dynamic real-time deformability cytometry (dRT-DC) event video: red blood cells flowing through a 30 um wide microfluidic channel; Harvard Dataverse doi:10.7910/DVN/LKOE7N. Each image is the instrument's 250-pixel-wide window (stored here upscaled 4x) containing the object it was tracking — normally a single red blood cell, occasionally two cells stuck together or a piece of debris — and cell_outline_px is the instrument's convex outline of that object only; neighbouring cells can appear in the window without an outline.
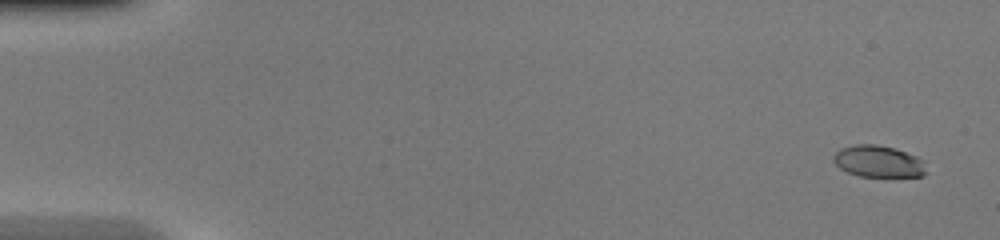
{"species": "common noctule bat (a hibernating species)", "species_latin": "Nyctalus noctula", "temperature_condition": "warm", "stored_images_in_passage": 49, "camera_frame_rate_fps": 3000, "um_per_image_px": 0.085, "animal": {"sex": "female", "body_mass_g": 20.0, "forearm_length_mm": 54.0}, "frame": {"image": 1, "passage_image": 3, "time_ms": 0.667, "image_size_px": [1000, 240], "cell_outline_px": [[928, 172], [924, 176], [860, 176], [848, 172], [840, 168], [832, 160], [832, 156], [840, 148], [856, 144], [876, 144], [896, 148], [916, 156], [924, 160]], "centroid_in_image_um": [74.69, 13.71], "position_along_channel_um": 10.3, "area_um2": 17.34}}
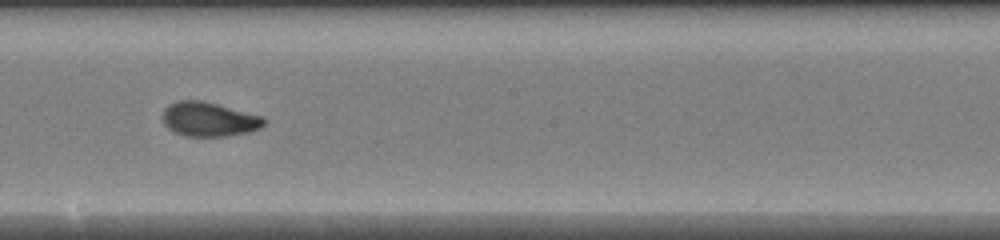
{"frame": {"image": 2, "passage_image": 29, "time_ms": 9.333, "image_size_px": [1000, 240], "cell_outline_px": [[268, 120], [260, 128], [248, 132], [228, 136], [184, 136], [168, 128], [164, 124], [164, 108], [168, 104], [180, 100], [204, 100], [264, 116]], "centroid_in_image_um": [17.8, 10.12], "position_along_channel_um": 230.4, "area_um2": 20.46}}
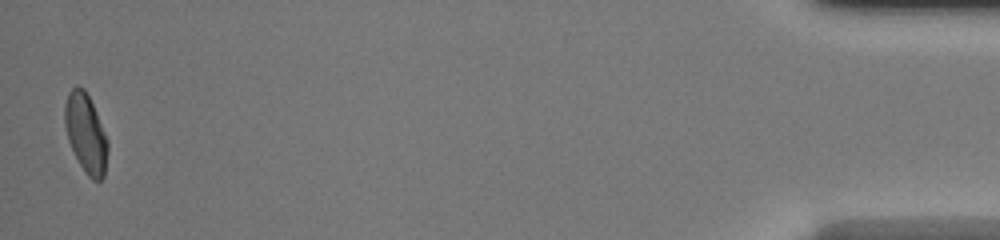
{"frame": {"image": 3, "passage_image": 49, "time_ms": 16.0, "image_size_px": [1000, 240], "cell_outline_px": [[108, 152], [104, 176], [100, 180], [92, 180], [88, 176], [80, 164], [68, 140], [64, 124], [64, 104], [68, 92], [76, 84], [84, 88], [96, 112], [108, 140]], "centroid_in_image_um": [7.28, 11.31], "position_along_channel_um": 427.9, "area_um2": 19.77}, "authors_computed_cell_mechanics": {"area_um2": 19.5364, "velocity_mm_per_s": 4.2937, "shape_relaxation_time_tau1_ms": 5.2569, "shape_relaxation_time_tau2_ms": 0.8388, "deformation_change_tau1": 0.2164, "deformation_change_tau2": 0.0504}}